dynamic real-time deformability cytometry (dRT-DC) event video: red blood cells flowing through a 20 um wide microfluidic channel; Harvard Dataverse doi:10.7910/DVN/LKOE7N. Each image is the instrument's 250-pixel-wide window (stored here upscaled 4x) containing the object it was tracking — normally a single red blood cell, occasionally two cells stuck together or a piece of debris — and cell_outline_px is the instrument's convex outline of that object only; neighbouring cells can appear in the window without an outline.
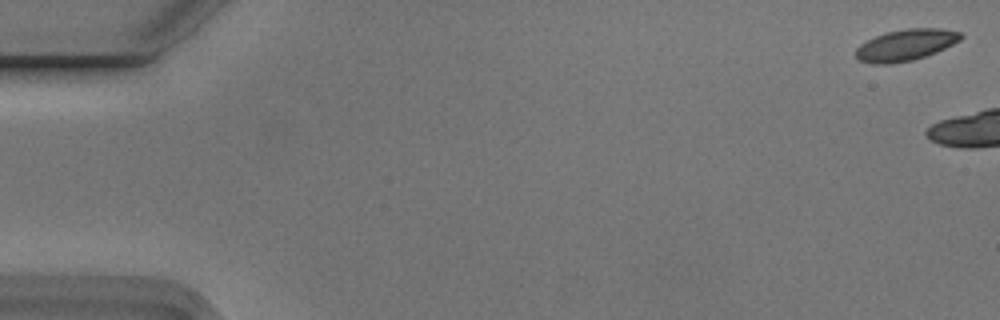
{"species": "Egyptian fruit bat (a non-hibernating species)", "species_latin": "Rousettus aegyptiacus", "temperature_condition": "cold", "stored_images_in_passage": 3, "camera_frame_rate_fps": 3000, "um_per_image_px": 0.085, "animal": {"sex": "male"}, "frame": {"image": 1, "passage_image": 1, "time_ms": 0.0, "image_size_px": [1000, 320], "cell_outline_px": [[964, 36], [960, 40], [936, 52], [912, 60], [888, 64], [872, 64], [860, 60], [856, 56], [856, 48], [860, 44], [876, 36], [888, 32], [908, 28], [940, 28], [960, 32]], "centroid_in_image_um": [76.99, 3.82], "position_along_channel_um": 8.0, "area_um2": 18.96}}